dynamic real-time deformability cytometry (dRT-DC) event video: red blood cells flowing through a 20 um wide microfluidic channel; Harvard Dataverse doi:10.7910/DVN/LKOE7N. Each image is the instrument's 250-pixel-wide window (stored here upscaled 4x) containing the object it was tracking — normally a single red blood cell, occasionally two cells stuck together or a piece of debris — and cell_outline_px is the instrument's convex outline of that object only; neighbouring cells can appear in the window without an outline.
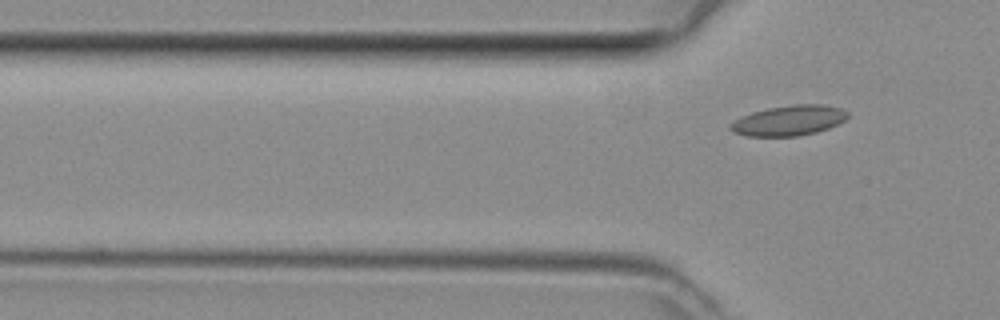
{"species": "common noctule bat (a hibernating species)", "species_latin": "Nyctalus noctula", "temperature_condition": "room temperature", "stored_images_in_passage": 5, "camera_frame_rate_fps": 3000, "um_per_image_px": 0.085, "animal": {"sex": "female", "body_mass_g": 29.2, "forearm_length_mm": 56.3}, "frame": {"image": 1, "passage_image": 5, "time_ms": 1.333, "image_size_px": [1000, 320], "cell_outline_px": [[848, 116], [844, 120], [828, 128], [816, 132], [800, 136], [748, 136], [732, 132], [728, 128], [728, 124], [752, 112], [768, 108], [792, 104], [824, 104], [840, 108], [848, 112]], "centroid_in_image_um": [67.04, 10.24], "position_along_channel_um": 58.8, "area_um2": 20.63}}